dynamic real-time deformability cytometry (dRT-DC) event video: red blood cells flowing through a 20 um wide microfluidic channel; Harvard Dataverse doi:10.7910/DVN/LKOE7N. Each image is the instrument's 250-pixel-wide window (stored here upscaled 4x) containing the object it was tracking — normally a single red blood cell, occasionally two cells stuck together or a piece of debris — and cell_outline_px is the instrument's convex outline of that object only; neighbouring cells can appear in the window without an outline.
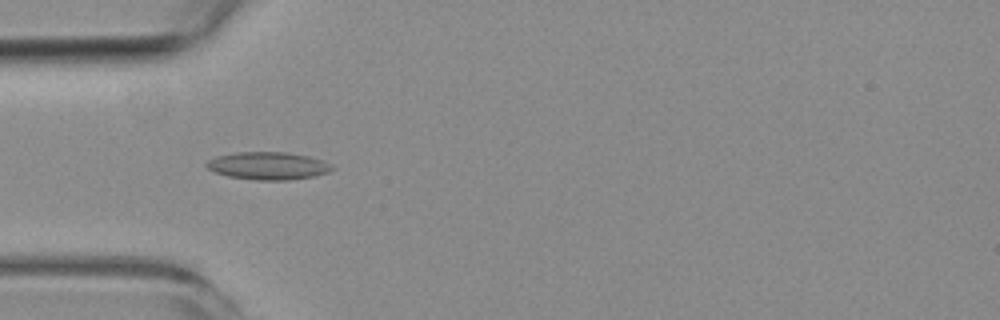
{"species": "common noctule bat (a hibernating species)", "species_latin": "Nyctalus noctula", "temperature_condition": "room temperature", "stored_images_in_passage": 7, "camera_frame_rate_fps": 3000, "um_per_image_px": 0.085, "animal": {"sex": "female", "body_mass_g": 19.3, "forearm_length_mm": 54.1}, "frame": {"image": 1, "passage_image": 5, "time_ms": 4.667, "image_size_px": [1000, 320], "cell_outline_px": [[336, 168], [328, 172], [316, 176], [288, 180], [256, 180], [228, 176], [216, 172], [208, 168], [204, 164], [208, 160], [216, 156], [236, 152], [288, 152], [308, 156], [324, 160], [332, 164]], "centroid_in_image_um": [22.83, 14.09], "position_along_channel_um": 62.2, "area_um2": 20.4}}
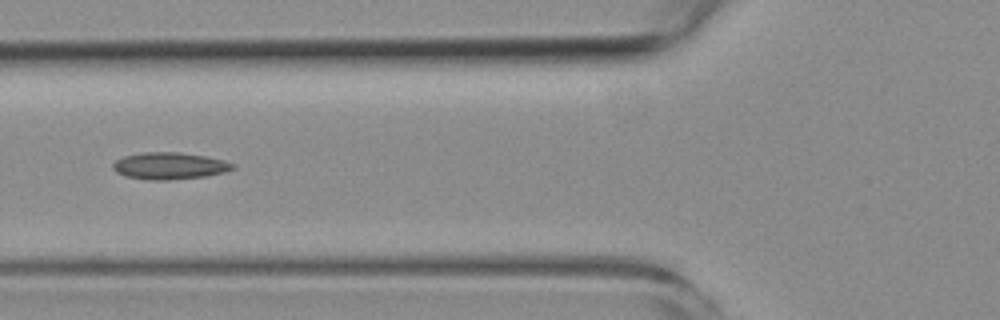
{"frame": {"image": 2, "passage_image": 6, "time_ms": 6.0, "image_size_px": [1000, 320], "cell_outline_px": [[236, 168], [224, 172], [208, 176], [168, 180], [144, 180], [124, 176], [116, 172], [112, 168], [112, 164], [116, 160], [124, 156], [144, 152], [180, 152], [204, 156], [224, 160], [236, 164]], "centroid_in_image_um": [14.41, 14.11], "position_along_channel_um": 111.4, "area_um2": 19.02}}
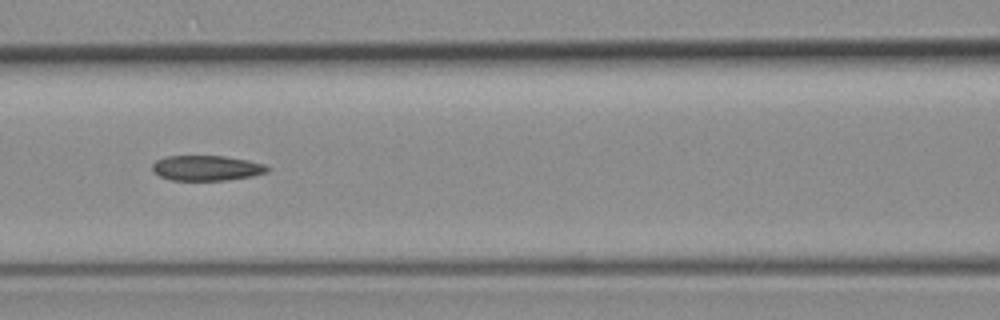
{"frame": {"image": 3, "passage_image": 7, "time_ms": 7.0, "image_size_px": [1000, 320], "cell_outline_px": [[272, 168], [268, 172], [252, 176], [224, 180], [168, 180], [152, 172], [152, 164], [156, 160], [164, 156], [224, 156], [248, 160], [264, 164]], "centroid_in_image_um": [17.55, 14.28], "position_along_channel_um": 149.1, "area_um2": 17.05}}